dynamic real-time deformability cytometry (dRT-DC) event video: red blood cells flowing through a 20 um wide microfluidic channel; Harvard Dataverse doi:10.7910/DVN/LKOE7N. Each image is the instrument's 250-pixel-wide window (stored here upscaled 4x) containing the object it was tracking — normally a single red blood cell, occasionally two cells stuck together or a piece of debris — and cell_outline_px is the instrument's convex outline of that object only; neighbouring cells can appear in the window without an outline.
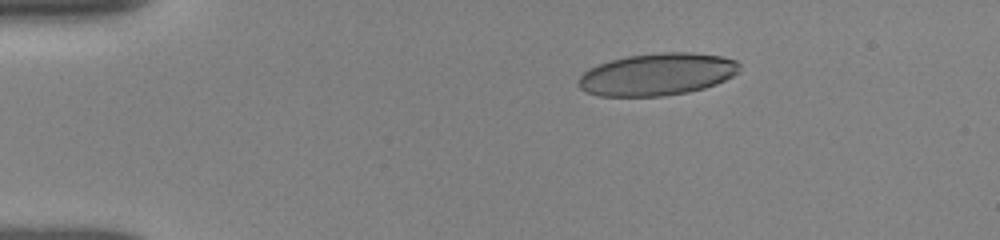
{"species": "human", "species_latin": "Homo sapiens", "temperature_condition": "room temperature", "stored_images_in_passage": 21, "camera_frame_rate_fps": 3000, "um_per_image_px": 0.085, "donor": {"sex": "female"}, "frame": {"image": 1, "passage_image": 1, "time_ms": 0.0, "image_size_px": [1000, 240], "cell_outline_px": [[740, 72], [716, 84], [704, 88], [688, 92], [664, 96], [600, 96], [588, 92], [580, 88], [576, 80], [588, 68], [612, 60], [628, 56], [660, 52], [688, 52], [720, 56], [736, 60], [740, 64]], "centroid_in_image_um": [55.87, 6.32], "position_along_channel_um": 29.1, "area_um2": 39.65}}
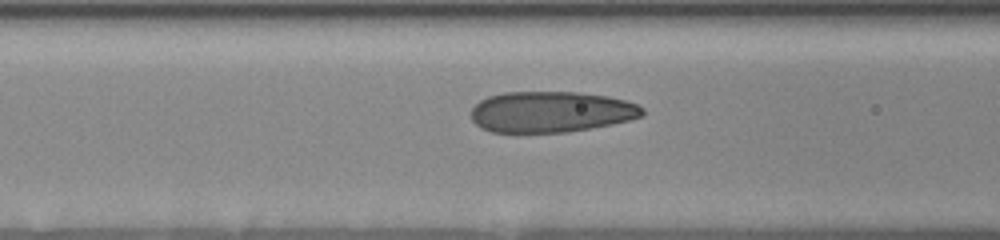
{"frame": {"image": 2, "passage_image": 14, "time_ms": 4.0, "image_size_px": [1000, 240], "cell_outline_px": [[644, 112], [640, 116], [628, 120], [588, 128], [564, 132], [492, 132], [480, 128], [472, 120], [472, 108], [480, 100], [488, 96], [504, 92], [576, 92], [608, 96], [624, 100], [636, 104], [644, 108]], "centroid_in_image_um": [46.79, 9.5], "position_along_channel_um": 119.8, "area_um2": 40.58}}
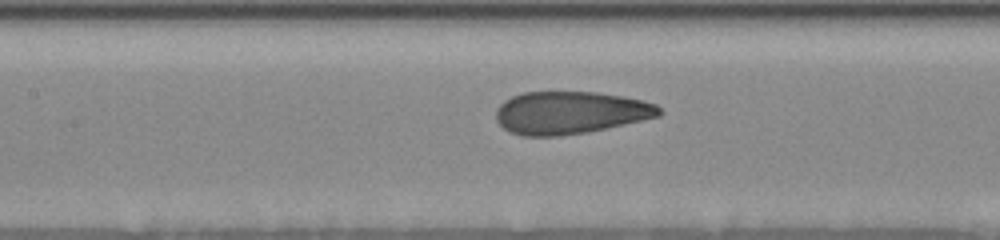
{"frame": {"image": 3, "passage_image": 18, "time_ms": 5.0, "image_size_px": [1000, 240], "cell_outline_px": [[664, 112], [660, 116], [604, 128], [584, 132], [556, 136], [524, 136], [508, 132], [496, 120], [496, 108], [504, 100], [512, 96], [524, 92], [596, 92], [624, 96], [644, 100], [656, 104]], "centroid_in_image_um": [48.46, 9.56], "position_along_channel_um": 158.9, "area_um2": 40.46}}